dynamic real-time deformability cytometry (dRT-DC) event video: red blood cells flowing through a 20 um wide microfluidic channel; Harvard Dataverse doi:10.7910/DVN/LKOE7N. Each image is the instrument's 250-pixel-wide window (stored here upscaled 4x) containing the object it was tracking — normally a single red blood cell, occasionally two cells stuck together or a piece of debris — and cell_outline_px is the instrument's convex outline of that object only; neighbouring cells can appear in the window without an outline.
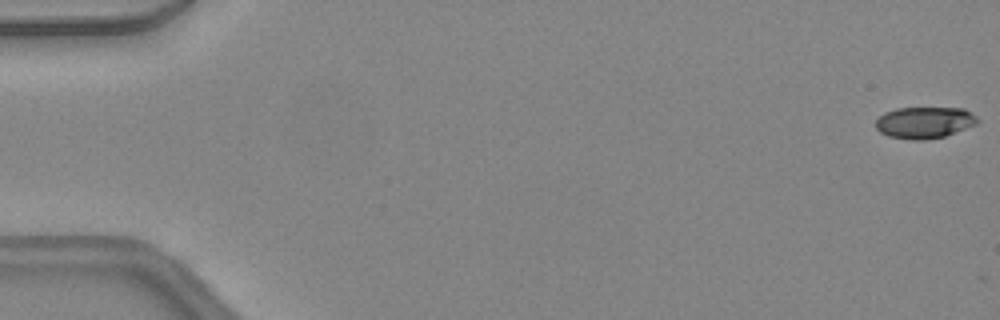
{"species": "common noctule bat (a hibernating species)", "species_latin": "Nyctalus noctula", "temperature_condition": "warm", "stored_images_in_passage": 11, "camera_frame_rate_fps": 3000, "um_per_image_px": 0.085, "animal": {"sex": "female", "body_mass_g": 24.6, "forearm_length_mm": 56.2}, "frame": {"image": 1, "passage_image": 1, "time_ms": 0.0, "image_size_px": [1000, 320], "cell_outline_px": [[980, 120], [976, 124], [944, 136], [924, 140], [912, 140], [888, 136], [880, 132], [876, 128], [876, 120], [884, 112], [896, 108], [964, 108], [976, 116]], "centroid_in_image_um": [78.56, 10.41], "position_along_channel_um": 6.4, "area_um2": 18.67}}